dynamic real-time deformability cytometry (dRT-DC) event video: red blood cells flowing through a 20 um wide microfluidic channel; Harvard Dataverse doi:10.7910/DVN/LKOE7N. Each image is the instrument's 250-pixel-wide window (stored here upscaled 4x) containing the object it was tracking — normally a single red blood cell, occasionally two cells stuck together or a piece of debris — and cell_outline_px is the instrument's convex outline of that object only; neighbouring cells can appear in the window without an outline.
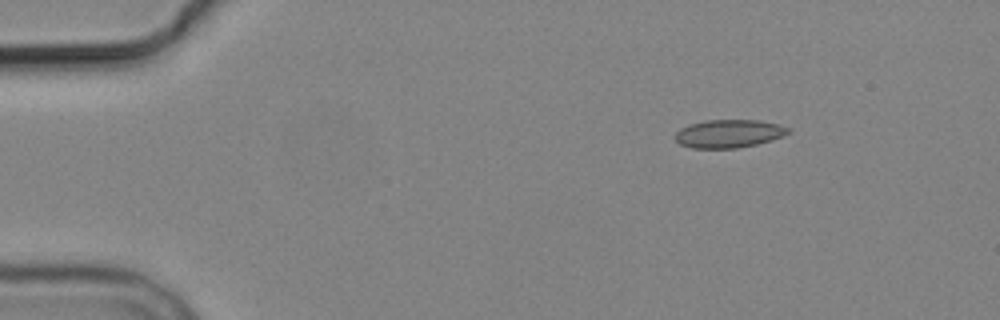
{"species": "common noctule bat (a hibernating species)", "species_latin": "Nyctalus noctula", "temperature_condition": "cold", "stored_images_in_passage": 5, "camera_frame_rate_fps": 3000, "um_per_image_px": 0.085, "animal": {"sex": "male", "body_mass_g": 19.2, "forearm_length_mm": 51.8}, "frame": {"image": 1, "passage_image": 1, "time_ms": 0.0, "image_size_px": [1000, 320], "cell_outline_px": [[792, 128], [784, 136], [756, 144], [736, 148], [692, 148], [680, 144], [676, 140], [676, 132], [680, 128], [688, 124], [704, 120], [756, 120], [776, 124]], "centroid_in_image_um": [61.93, 11.35], "position_along_channel_um": 23.1, "area_um2": 18.44}}
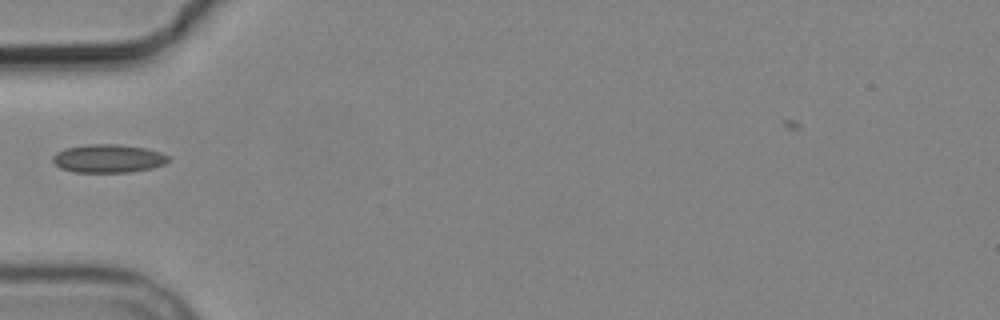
{"frame": {"image": 2, "passage_image": 4, "time_ms": 3.667, "image_size_px": [1000, 320], "cell_outline_px": [[172, 160], [164, 164], [152, 168], [128, 172], [72, 172], [60, 168], [52, 160], [52, 156], [56, 152], [64, 148], [88, 144], [116, 144], [144, 148], [160, 152], [168, 156]], "centroid_in_image_um": [9.18, 13.47], "position_along_channel_um": 75.8, "area_um2": 19.13}}
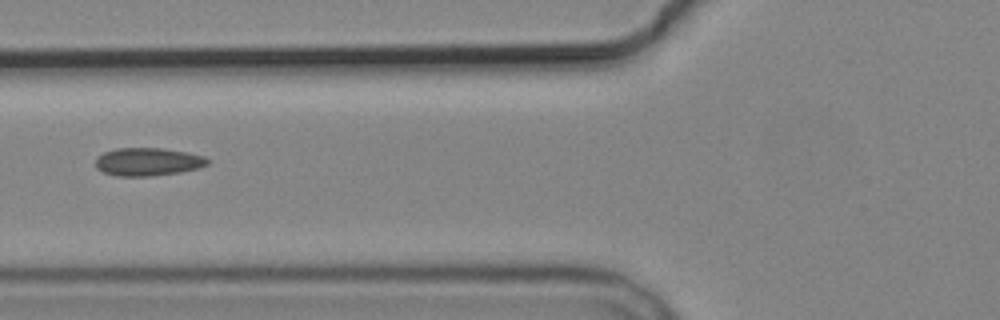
{"frame": {"image": 3, "passage_image": 5, "time_ms": 4.667, "image_size_px": [1000, 320], "cell_outline_px": [[212, 160], [208, 164], [200, 168], [180, 172], [152, 176], [116, 176], [104, 172], [96, 168], [96, 156], [104, 152], [116, 148], [164, 148], [188, 152], [204, 156]], "centroid_in_image_um": [12.6, 13.75], "position_along_channel_um": 113.2, "area_um2": 18.55}}